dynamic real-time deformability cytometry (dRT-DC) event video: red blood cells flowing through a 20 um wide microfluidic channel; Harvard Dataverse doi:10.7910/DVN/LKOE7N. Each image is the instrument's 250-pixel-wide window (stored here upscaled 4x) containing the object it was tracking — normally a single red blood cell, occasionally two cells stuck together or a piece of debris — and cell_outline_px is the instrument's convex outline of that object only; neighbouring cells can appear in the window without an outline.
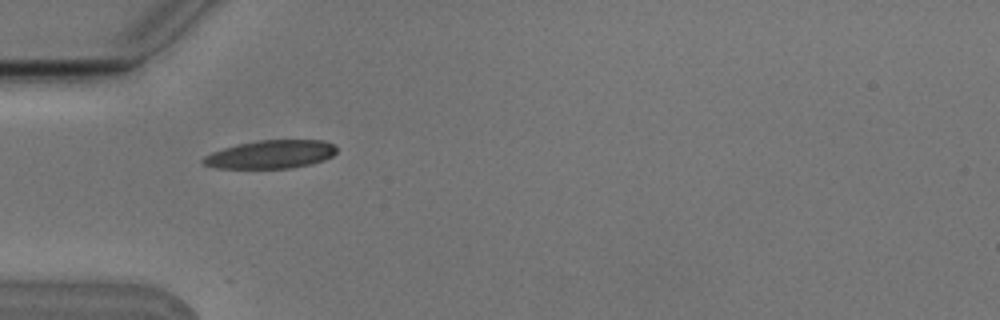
{"species": "Egyptian fruit bat (a non-hibernating species)", "species_latin": "Rousettus aegyptiacus", "temperature_condition": "cold", "stored_images_in_passage": 2, "camera_frame_rate_fps": 3000, "um_per_image_px": 0.085, "animal": {"sex": "male"}, "frame": {"image": 1, "passage_image": 1, "time_ms": 0.0, "image_size_px": [1000, 320], "cell_outline_px": [[336, 152], [332, 156], [324, 160], [312, 164], [292, 168], [216, 168], [204, 164], [200, 160], [204, 156], [212, 152], [236, 144], [260, 140], [324, 140], [336, 144]], "centroid_in_image_um": [23.04, 13.12], "position_along_channel_um": 62.0, "area_um2": 22.14}}